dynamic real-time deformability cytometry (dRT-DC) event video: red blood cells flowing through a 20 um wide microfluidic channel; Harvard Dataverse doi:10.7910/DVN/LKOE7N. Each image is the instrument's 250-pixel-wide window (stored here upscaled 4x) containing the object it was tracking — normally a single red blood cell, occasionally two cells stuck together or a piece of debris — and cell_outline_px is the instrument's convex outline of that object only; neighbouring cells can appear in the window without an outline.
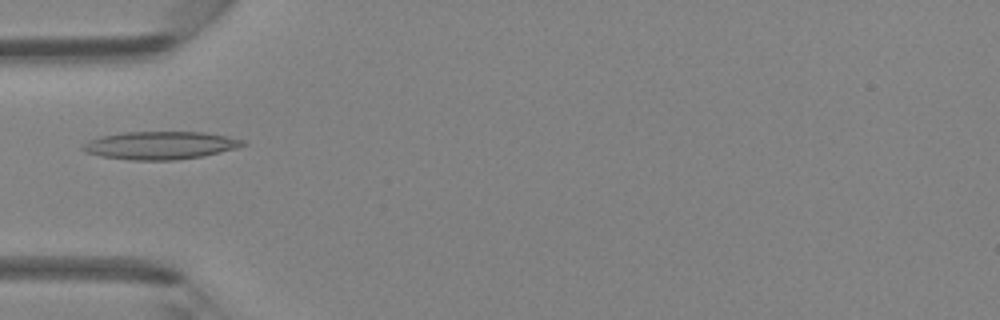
{"species": "Egyptian fruit bat (a non-hibernating species)", "species_latin": "Rousettus aegyptiacus", "temperature_condition": "room temperature", "stored_images_in_passage": 6, "camera_frame_rate_fps": 3000, "um_per_image_px": 0.085, "animal": {"sex": "female"}, "frame": {"image": 1, "passage_image": 5, "time_ms": 5.333, "image_size_px": [1000, 320], "cell_outline_px": [[248, 144], [240, 148], [204, 156], [176, 160], [128, 160], [100, 156], [84, 152], [80, 148], [80, 144], [88, 140], [100, 136], [120, 132], [204, 132], [228, 136], [244, 140]], "centroid_in_image_um": [13.61, 12.36], "position_along_channel_um": 71.4, "area_um2": 26.59}}
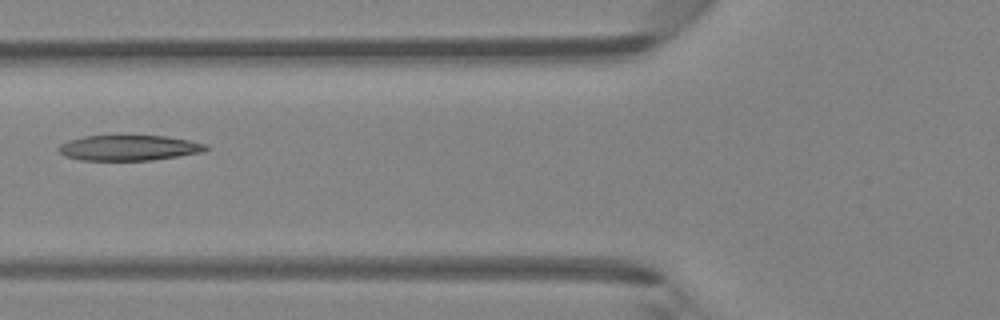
{"frame": {"image": 2, "passage_image": 6, "time_ms": 6.333, "image_size_px": [1000, 320], "cell_outline_px": [[208, 148], [200, 152], [180, 156], [152, 160], [80, 160], [64, 156], [56, 148], [60, 144], [68, 140], [84, 136], [164, 136], [188, 140], [208, 144]], "centroid_in_image_um": [10.92, 12.57], "position_along_channel_um": 114.9, "area_um2": 21.73}}